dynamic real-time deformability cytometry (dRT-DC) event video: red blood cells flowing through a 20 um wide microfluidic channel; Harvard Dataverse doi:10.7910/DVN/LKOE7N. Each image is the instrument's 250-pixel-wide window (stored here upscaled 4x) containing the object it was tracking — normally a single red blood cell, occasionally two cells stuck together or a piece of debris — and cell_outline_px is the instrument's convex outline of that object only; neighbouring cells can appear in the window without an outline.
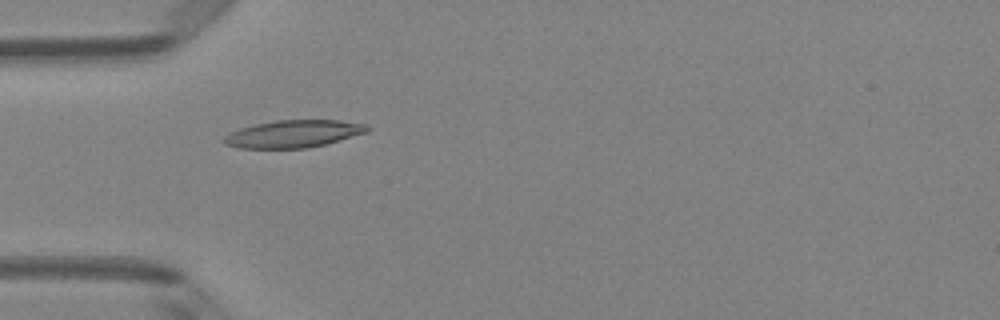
{"species": "Egyptian fruit bat (a non-hibernating species)", "species_latin": "Rousettus aegyptiacus", "temperature_condition": "room temperature", "stored_images_in_passage": 6, "camera_frame_rate_fps": 3000, "um_per_image_px": 0.085, "animal": {"sex": "female"}, "frame": {"image": 1, "passage_image": 5, "time_ms": 4.667, "image_size_px": [1000, 320], "cell_outline_px": [[368, 132], [324, 144], [304, 148], [240, 148], [224, 144], [224, 136], [240, 128], [256, 124], [276, 120], [340, 120], [368, 124]], "centroid_in_image_um": [24.95, 11.37], "position_along_channel_um": 60.0, "area_um2": 22.66}}
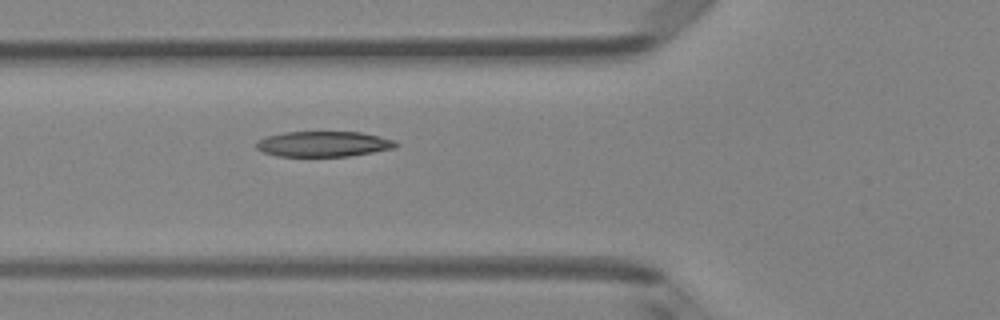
{"frame": {"image": 2, "passage_image": 6, "time_ms": 5.667, "image_size_px": [1000, 320], "cell_outline_px": [[400, 144], [392, 148], [372, 152], [348, 156], [276, 156], [264, 152], [256, 148], [256, 140], [268, 136], [284, 132], [360, 132], [380, 136], [396, 140]], "centroid_in_image_um": [27.49, 12.23], "position_along_channel_um": 98.3, "area_um2": 20.63}}